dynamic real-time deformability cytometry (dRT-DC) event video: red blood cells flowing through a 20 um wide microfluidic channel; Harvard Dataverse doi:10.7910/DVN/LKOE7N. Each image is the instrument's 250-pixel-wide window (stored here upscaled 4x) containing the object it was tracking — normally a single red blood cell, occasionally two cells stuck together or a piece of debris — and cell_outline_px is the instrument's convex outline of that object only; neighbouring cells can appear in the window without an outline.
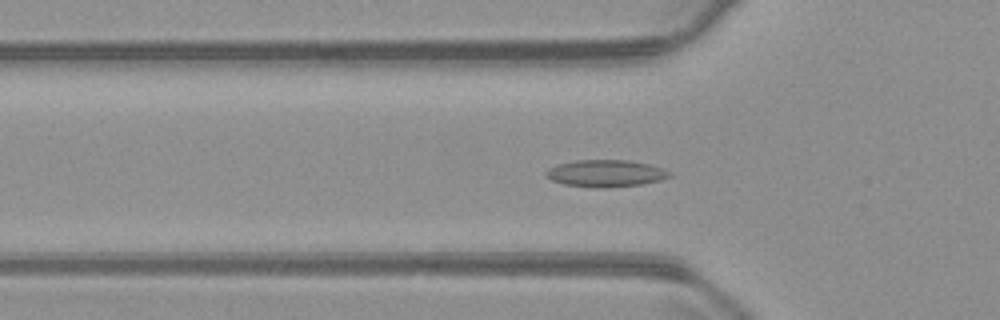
{"species": "common noctule bat (a hibernating species)", "species_latin": "Nyctalus noctula", "temperature_condition": "warm", "stored_images_in_passage": 55, "camera_frame_rate_fps": 3000, "um_per_image_px": 0.085, "animal": {"sex": "male", "body_mass_g": 23.1, "forearm_length_mm": 52.7}, "frame": {"image": 1, "passage_image": 18, "time_ms": 5.667, "image_size_px": [1000, 320], "cell_outline_px": [[672, 176], [660, 180], [640, 184], [604, 188], [596, 188], [564, 184], [552, 180], [544, 176], [544, 172], [548, 168], [556, 164], [576, 160], [628, 160], [648, 164], [664, 168], [672, 172]], "centroid_in_image_um": [51.47, 14.73], "position_along_channel_um": 74.3, "area_um2": 19.59}}
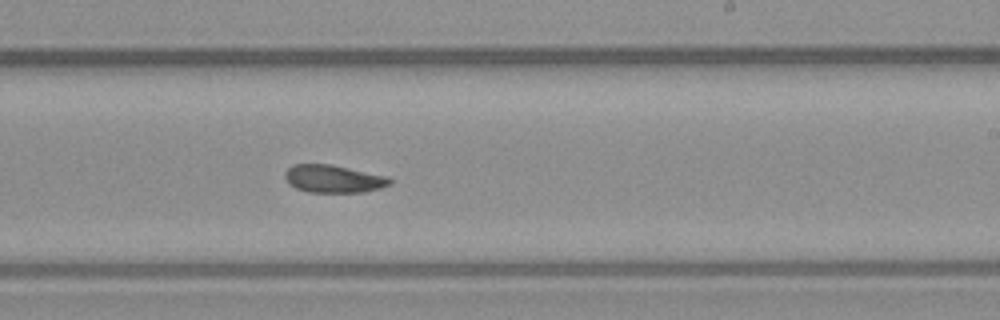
{"frame": {"image": 2, "passage_image": 33, "time_ms": 10.667, "image_size_px": [1000, 320], "cell_outline_px": [[392, 184], [380, 188], [364, 192], [308, 192], [296, 188], [288, 184], [284, 176], [284, 172], [292, 164], [332, 164], [388, 176], [392, 180]], "centroid_in_image_um": [28.34, 15.19], "position_along_channel_um": 260.7, "area_um2": 17.17}}
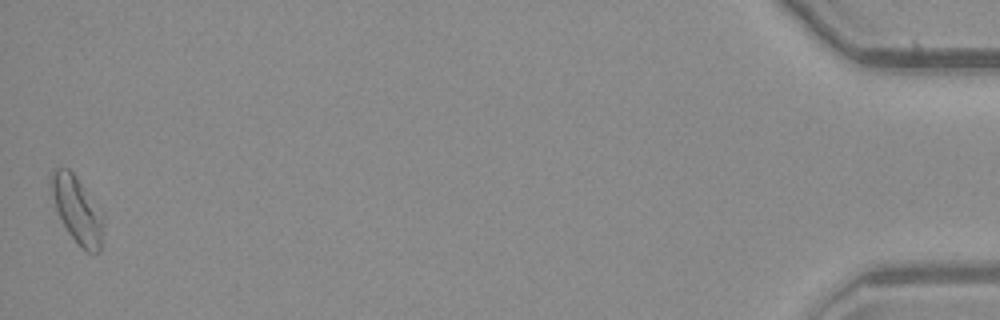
{"frame": {"image": 3, "passage_image": 55, "time_ms": 18.0, "image_size_px": [1000, 320], "cell_outline_px": [[104, 224], [100, 252], [88, 252], [68, 232], [56, 208], [48, 184], [48, 176], [52, 168], [68, 168], [76, 176], [104, 216]], "centroid_in_image_um": [6.53, 17.77], "position_along_channel_um": 428.7, "area_um2": 20.11}}